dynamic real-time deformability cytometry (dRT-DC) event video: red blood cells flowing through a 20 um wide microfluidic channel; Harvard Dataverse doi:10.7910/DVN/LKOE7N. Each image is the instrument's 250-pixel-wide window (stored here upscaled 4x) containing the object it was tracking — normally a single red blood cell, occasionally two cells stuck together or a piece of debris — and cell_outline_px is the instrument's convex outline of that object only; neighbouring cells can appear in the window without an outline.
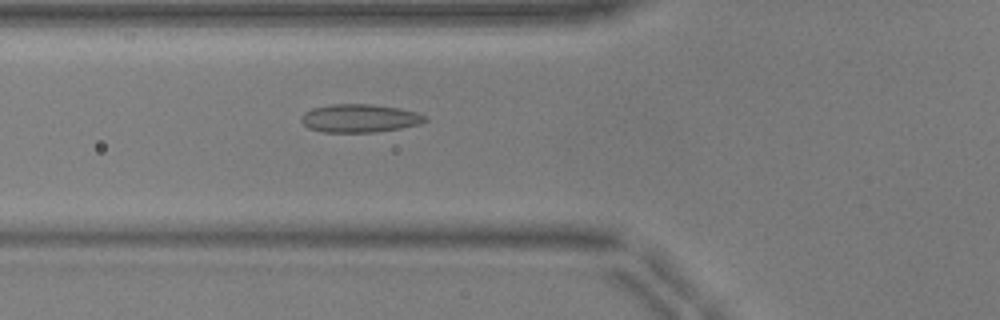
{"species": "common noctule bat (a hibernating species)", "species_latin": "Nyctalus noctula", "temperature_condition": "warm", "stored_images_in_passage": 33, "camera_frame_rate_fps": 3000, "um_per_image_px": 0.085, "animal": {"sex": "male", "body_mass_g": 17.9, "forearm_length_mm": 54.2}, "frame": {"image": 1, "passage_image": 8, "time_ms": 2.333, "image_size_px": [1000, 320], "cell_outline_px": [[428, 120], [420, 124], [400, 128], [376, 132], [324, 132], [308, 128], [300, 120], [300, 116], [304, 112], [312, 108], [332, 104], [372, 104], [396, 108], [416, 112], [424, 116]], "centroid_in_image_um": [30.53, 10.05], "position_along_channel_um": 95.3, "area_um2": 20.29}}
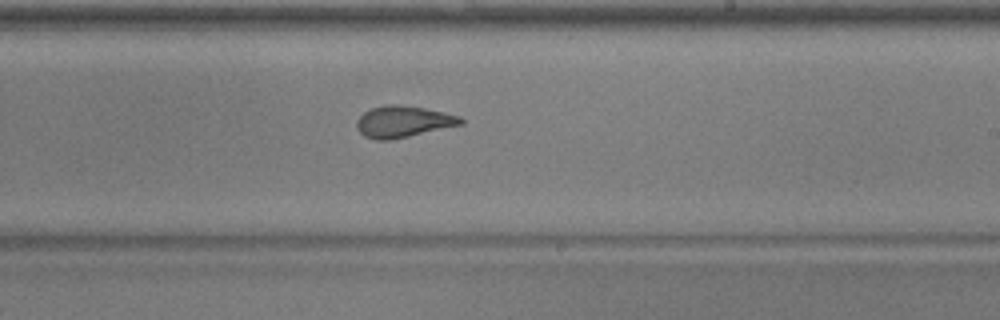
{"frame": {"image": 2, "passage_image": 20, "time_ms": 6.333, "image_size_px": [1000, 320], "cell_outline_px": [[464, 124], [392, 140], [376, 140], [364, 136], [356, 128], [356, 120], [364, 112], [372, 108], [384, 104], [396, 104], [424, 108], [444, 112], [460, 116], [464, 120]], "centroid_in_image_um": [34.27, 10.34], "position_along_channel_um": 254.7, "area_um2": 19.25}}
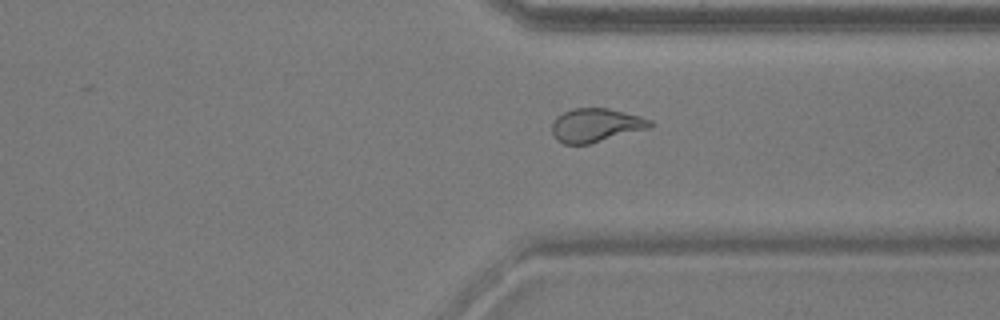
{"frame": {"image": 3, "passage_image": 28, "time_ms": 9.0, "image_size_px": [1000, 320], "cell_outline_px": [[656, 124], [652, 128], [588, 144], [564, 144], [556, 140], [552, 132], [552, 124], [556, 116], [572, 108], [608, 108], [640, 116], [652, 120]], "centroid_in_image_um": [50.68, 10.64], "position_along_channel_um": 360.7, "area_um2": 19.48}, "authors_computed_cell_mechanics": {"area_um2": 19.2474, "velocity_mm_per_s": 3.9802, "shape_relaxation_time_tau1_ms": 9.2343, "shape_relaxation_time_tau2_ms": 1.2199, "deformation_change_tau1": 0.2105, "deformation_change_tau2": 0.073}}